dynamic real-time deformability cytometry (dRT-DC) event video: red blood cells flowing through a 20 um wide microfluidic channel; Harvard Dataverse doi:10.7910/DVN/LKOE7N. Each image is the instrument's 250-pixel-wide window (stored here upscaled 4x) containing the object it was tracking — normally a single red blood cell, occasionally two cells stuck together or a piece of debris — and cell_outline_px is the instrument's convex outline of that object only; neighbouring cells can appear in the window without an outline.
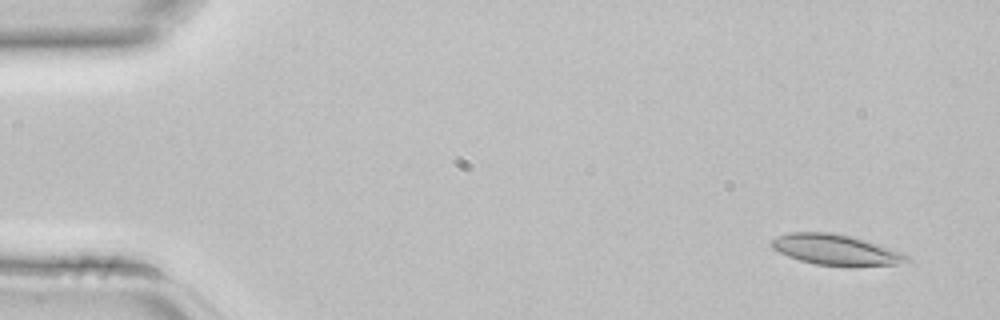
{"species": "common noctule bat (a hibernating species)", "species_latin": "Nyctalus noctula", "temperature_condition": "room temperature", "stored_images_in_passage": 3, "camera_frame_rate_fps": 3000, "um_per_image_px": 0.085, "animal": {"sex": "female", "body_mass_g": 22.7, "forearm_length_mm": 54.2}, "frame": {"image": 1, "passage_image": 1, "time_ms": 0.0, "image_size_px": [1000, 320], "cell_outline_px": [[912, 260], [900, 264], [816, 264], [800, 260], [788, 256], [772, 248], [768, 244], [772, 240], [788, 232], [828, 232], [848, 236], [864, 240], [904, 252], [912, 256]], "centroid_in_image_um": [71.05, 21.2], "position_along_channel_um": 14.0, "area_um2": 23.41}}
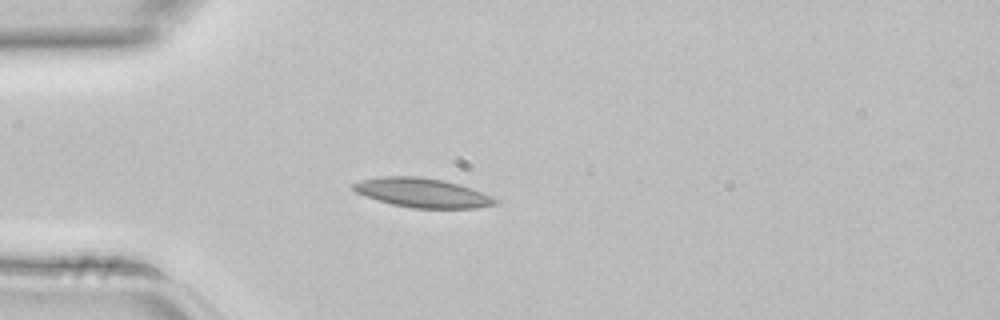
{"frame": {"image": 2, "passage_image": 3, "time_ms": 0.667, "image_size_px": [1000, 320], "cell_outline_px": [[500, 200], [496, 204], [476, 208], [412, 208], [392, 204], [356, 192], [352, 188], [352, 184], [360, 180], [380, 176], [420, 176], [444, 180], [460, 184], [472, 188]], "centroid_in_image_um": [35.93, 16.37], "position_along_channel_um": 49.1, "area_um2": 24.16}}